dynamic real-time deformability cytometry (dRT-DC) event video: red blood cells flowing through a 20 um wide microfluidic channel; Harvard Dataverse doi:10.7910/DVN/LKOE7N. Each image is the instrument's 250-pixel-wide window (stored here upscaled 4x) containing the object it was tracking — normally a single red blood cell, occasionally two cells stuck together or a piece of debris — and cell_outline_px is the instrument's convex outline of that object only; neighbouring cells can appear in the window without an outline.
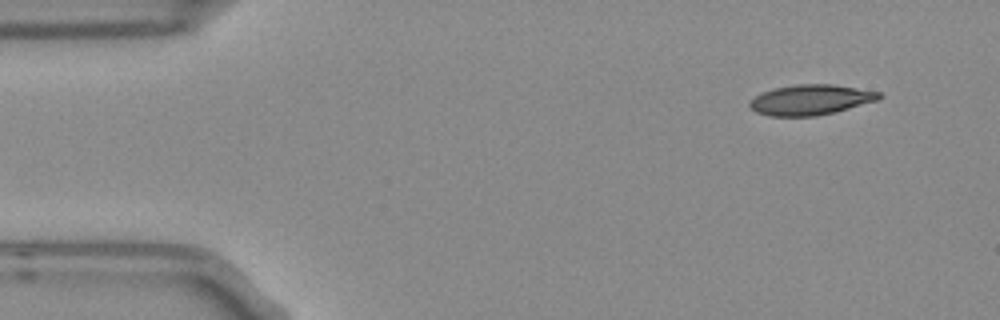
{"species": "Egyptian fruit bat (a non-hibernating species)", "species_latin": "Rousettus aegyptiacus", "temperature_condition": "room temperature", "stored_images_in_passage": 3, "camera_frame_rate_fps": 3000, "um_per_image_px": 0.085, "frame": {"image": 1, "passage_image": 1, "time_ms": 0.0, "image_size_px": [1000, 320], "cell_outline_px": [[884, 96], [880, 100], [816, 116], [768, 116], [756, 112], [748, 104], [748, 100], [764, 92], [776, 88], [800, 84], [832, 84], [880, 92]], "centroid_in_image_um": [68.92, 8.48], "position_along_channel_um": 16.1, "area_um2": 22.66}}